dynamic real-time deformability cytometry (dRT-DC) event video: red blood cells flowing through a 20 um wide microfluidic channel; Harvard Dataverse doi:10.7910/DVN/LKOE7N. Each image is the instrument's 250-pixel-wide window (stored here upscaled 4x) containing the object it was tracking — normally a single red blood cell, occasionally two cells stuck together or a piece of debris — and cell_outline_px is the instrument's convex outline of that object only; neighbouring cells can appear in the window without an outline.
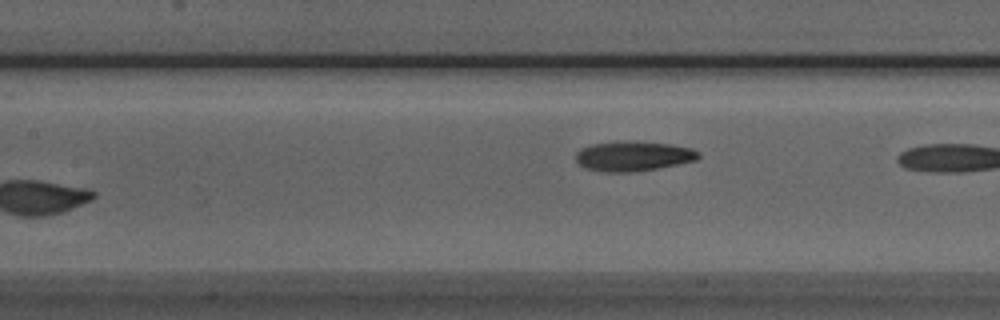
{"species": "Egyptian fruit bat (a non-hibernating species)", "species_latin": "Rousettus aegyptiacus", "temperature_condition": "room temperature", "stored_images_in_passage": 8, "camera_frame_rate_fps": 3000, "um_per_image_px": 0.085, "animal": {"sex": "male"}, "frame": {"image": 1, "passage_image": 7, "time_ms": 7.0, "image_size_px": [1000, 320], "cell_outline_px": [[700, 156], [696, 160], [656, 168], [632, 172], [604, 172], [584, 168], [576, 160], [576, 152], [580, 148], [592, 144], [668, 144], [692, 148], [700, 152]], "centroid_in_image_um": [53.81, 13.32], "position_along_channel_um": 153.6, "area_um2": 20.23}}